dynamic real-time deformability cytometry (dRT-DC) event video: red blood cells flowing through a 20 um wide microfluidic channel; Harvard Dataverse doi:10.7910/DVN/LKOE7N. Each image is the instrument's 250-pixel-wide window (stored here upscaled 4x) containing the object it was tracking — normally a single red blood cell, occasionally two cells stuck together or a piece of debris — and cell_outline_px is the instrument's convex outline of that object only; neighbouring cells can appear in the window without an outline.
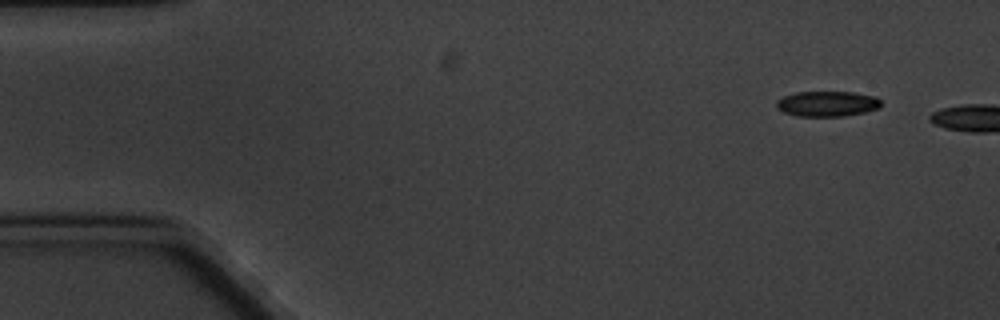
{"species": "common noctule bat (a hibernating species)", "species_latin": "Nyctalus noctula", "temperature_condition": "cold", "stored_images_in_passage": 2, "camera_frame_rate_fps": 3000, "um_per_image_px": 0.085, "animal": {"sex": "male", "body_mass_g": 20.1, "forearm_length_mm": 53.5}, "frame": {"image": 1, "passage_image": 1, "time_ms": 0.0, "image_size_px": [1000, 320], "cell_outline_px": [[880, 108], [864, 112], [844, 116], [796, 116], [784, 112], [776, 108], [776, 100], [784, 96], [796, 92], [852, 92], [876, 96], [880, 100]], "centroid_in_image_um": [70.3, 8.82], "position_along_channel_um": 14.7, "area_um2": 15.49}}